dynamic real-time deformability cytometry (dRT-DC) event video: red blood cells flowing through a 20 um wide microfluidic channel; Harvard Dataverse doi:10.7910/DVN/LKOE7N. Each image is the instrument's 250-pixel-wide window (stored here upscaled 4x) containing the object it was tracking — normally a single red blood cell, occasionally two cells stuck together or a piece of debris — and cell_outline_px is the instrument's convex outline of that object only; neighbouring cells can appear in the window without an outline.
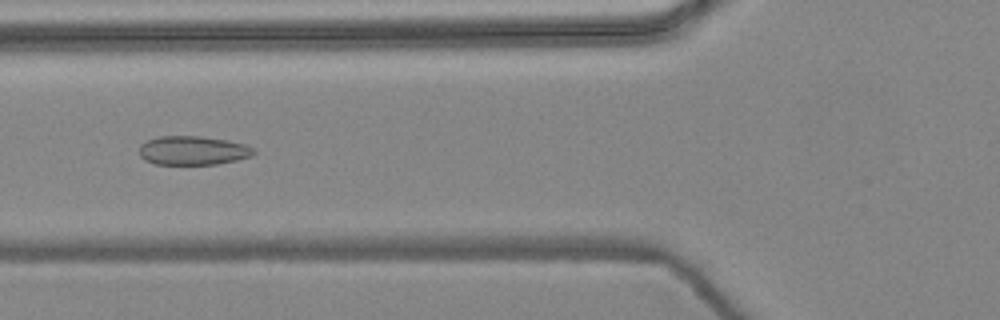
{"species": "common noctule bat (a hibernating species)", "species_latin": "Nyctalus noctula", "temperature_condition": "warm", "stored_images_in_passage": 9, "camera_frame_rate_fps": 3000, "um_per_image_px": 0.085, "animal": {"sex": "female", "body_mass_g": 24.6, "forearm_length_mm": 56.2}, "frame": {"image": 1, "passage_image": 6, "time_ms": 1.667, "image_size_px": [1000, 320], "cell_outline_px": [[256, 152], [252, 156], [236, 160], [216, 164], [156, 164], [144, 160], [140, 156], [140, 144], [148, 140], [160, 136], [200, 136], [224, 140], [244, 144], [252, 148]], "centroid_in_image_um": [16.37, 12.79], "position_along_channel_um": 109.4, "area_um2": 19.13}}
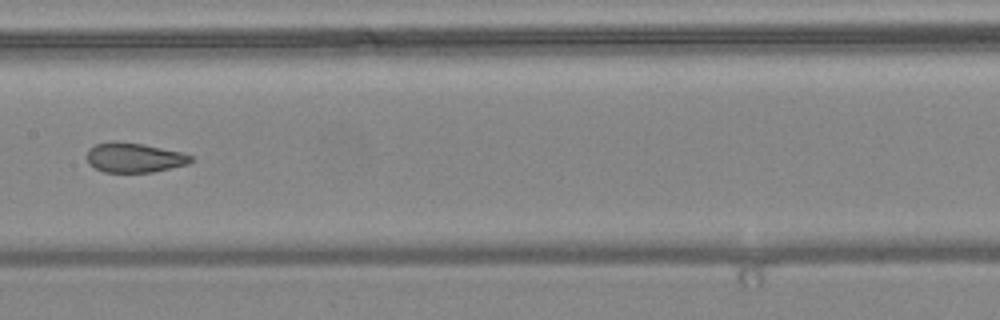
{"frame": {"image": 2, "passage_image": 8, "time_ms": 2.333, "image_size_px": [1000, 320], "cell_outline_px": [[192, 160], [188, 164], [152, 172], [104, 172], [88, 164], [88, 148], [96, 144], [112, 140], [116, 140], [144, 144], [184, 152], [192, 156]], "centroid_in_image_um": [11.41, 13.38], "position_along_channel_um": 196.0, "area_um2": 18.15}}
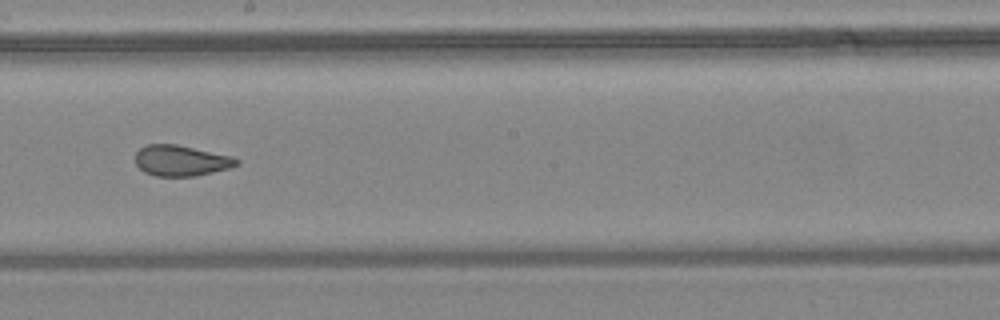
{"frame": {"image": 3, "passage_image": 9, "time_ms": 2.667, "image_size_px": [1000, 320], "cell_outline_px": [[240, 164], [228, 168], [196, 176], [156, 176], [144, 172], [136, 164], [136, 152], [140, 148], [148, 144], [176, 144], [232, 156], [240, 160]], "centroid_in_image_um": [15.4, 13.65], "position_along_channel_um": 232.8, "area_um2": 18.09}}